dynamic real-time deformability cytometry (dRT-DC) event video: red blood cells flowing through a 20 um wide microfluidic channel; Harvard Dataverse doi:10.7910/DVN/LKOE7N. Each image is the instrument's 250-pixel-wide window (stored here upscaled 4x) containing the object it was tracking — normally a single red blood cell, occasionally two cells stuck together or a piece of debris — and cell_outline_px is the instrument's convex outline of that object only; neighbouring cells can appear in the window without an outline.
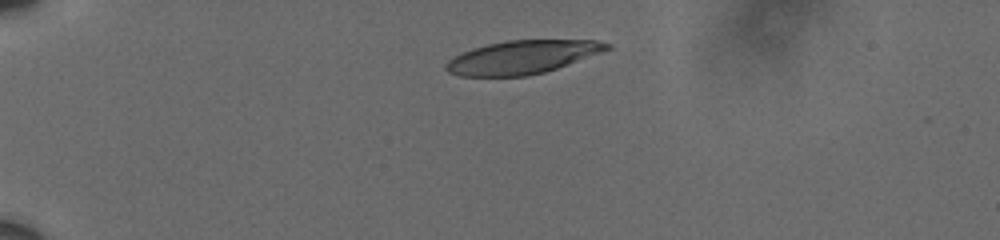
{"species": "human", "species_latin": "Homo sapiens", "temperature_condition": "cold", "stored_images_in_passage": 45, "camera_frame_rate_fps": 3000, "um_per_image_px": 0.085, "donor": {"sex": "male"}, "frame": {"image": 1, "passage_image": 1, "time_ms": 0.0, "image_size_px": [1000, 240], "cell_outline_px": [[612, 48], [568, 64], [544, 72], [528, 76], [460, 76], [448, 72], [444, 68], [444, 64], [448, 60], [472, 48], [488, 44], [508, 40], [596, 40], [612, 44]], "centroid_in_image_um": [44.38, 4.86], "position_along_channel_um": 40.6, "area_um2": 31.1}}
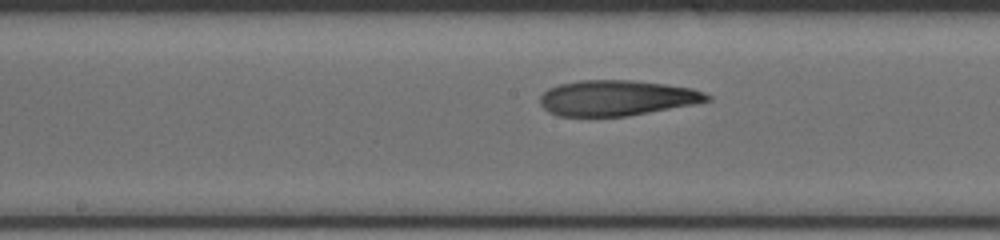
{"frame": {"image": 2, "passage_image": 19, "time_ms": 6.0, "image_size_px": [1000, 240], "cell_outline_px": [[712, 100], [692, 104], [628, 116], [560, 116], [548, 112], [540, 104], [540, 96], [548, 88], [560, 84], [580, 80], [632, 80], [664, 84], [692, 88], [704, 92], [712, 96]], "centroid_in_image_um": [52.41, 8.32], "position_along_channel_um": 195.8, "area_um2": 34.45}}
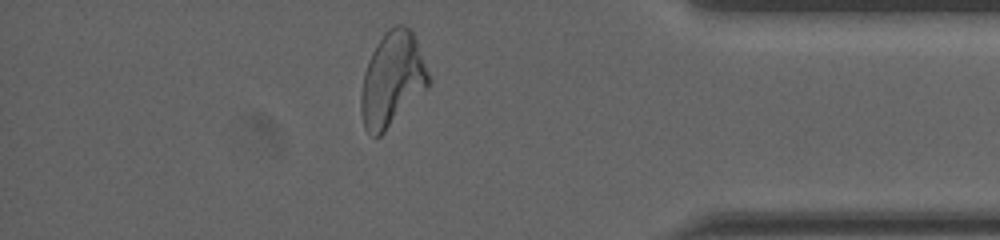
{"frame": {"image": 3, "passage_image": 38, "time_ms": 12.333, "image_size_px": [1000, 240], "cell_outline_px": [[432, 80], [428, 88], [380, 136], [372, 136], [364, 128], [360, 108], [360, 96], [364, 72], [368, 60], [376, 44], [384, 32], [388, 28], [396, 24], [404, 24], [412, 32], [416, 40]], "centroid_in_image_um": [33.34, 6.74], "position_along_channel_um": 401.9, "area_um2": 37.28}, "authors_computed_cell_mechanics": {"area_um2": 35.0268, "velocity_mm_per_s": 3.6051, "shape_relaxation_time_tau1_ms": null, "shape_relaxation_time_tau2_ms": 3.1937, "deformation_change_tau1": null, "deformation_change_tau2": 0.1292}}